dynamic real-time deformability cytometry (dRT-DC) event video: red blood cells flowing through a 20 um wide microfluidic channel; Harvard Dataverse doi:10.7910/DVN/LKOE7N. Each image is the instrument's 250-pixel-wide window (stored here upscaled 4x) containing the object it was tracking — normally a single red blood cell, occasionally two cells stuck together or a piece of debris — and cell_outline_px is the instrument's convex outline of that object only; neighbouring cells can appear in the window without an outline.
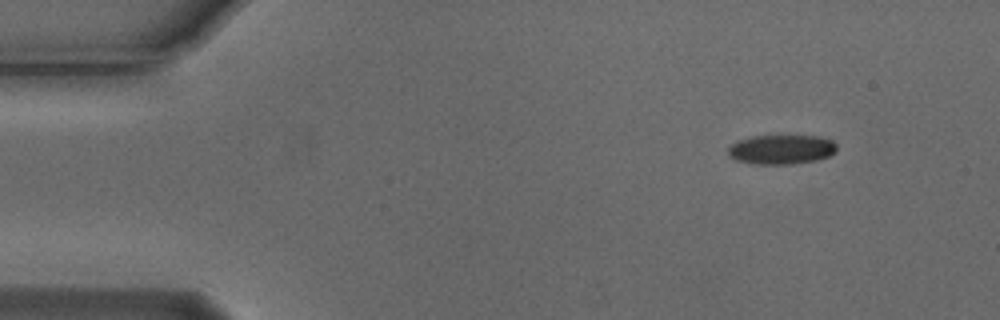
{"species": "Egyptian fruit bat (a non-hibernating species)", "species_latin": "Rousettus aegyptiacus", "temperature_condition": "cold", "stored_images_in_passage": 10, "camera_frame_rate_fps": 3000, "um_per_image_px": 0.085, "animal": {"sex": "male"}, "frame": {"image": 1, "passage_image": 1, "time_ms": 0.0, "image_size_px": [1000, 320], "cell_outline_px": [[836, 152], [828, 156], [816, 160], [788, 164], [756, 164], [736, 160], [728, 156], [728, 148], [736, 140], [752, 136], [820, 136], [832, 140], [836, 144]], "centroid_in_image_um": [66.4, 12.7], "position_along_channel_um": 18.6, "area_um2": 18.67}}
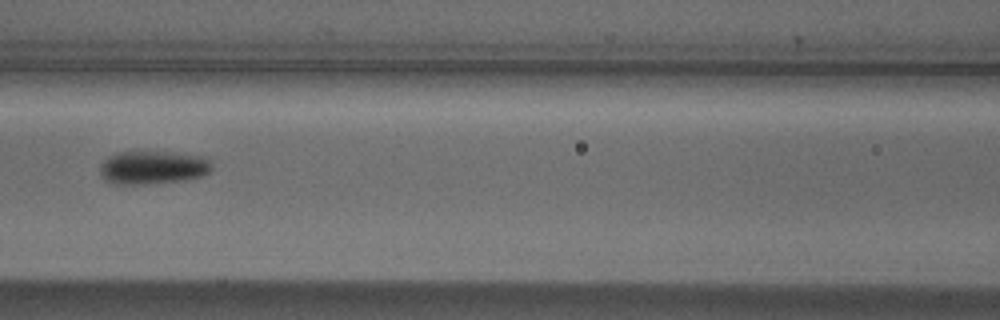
{"frame": {"image": 2, "passage_image": 6, "time_ms": 1.667, "image_size_px": [1000, 320], "cell_outline_px": [[212, 168], [204, 176], [188, 180], [144, 184], [112, 184], [104, 180], [100, 176], [100, 164], [108, 156], [116, 152], [172, 152], [208, 156], [212, 164]], "centroid_in_image_um": [13.01, 14.24], "position_along_channel_um": 153.6, "area_um2": 22.25}}
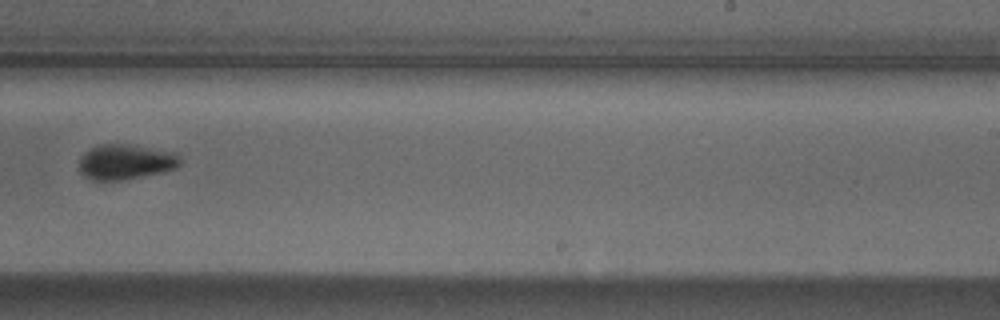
{"frame": {"image": 3, "passage_image": 9, "time_ms": 2.667, "image_size_px": [1000, 320], "cell_outline_px": [[180, 164], [176, 168], [164, 172], [124, 180], [92, 180], [84, 176], [80, 172], [80, 160], [84, 152], [96, 144], [128, 144], [176, 152], [180, 156]], "centroid_in_image_um": [10.69, 13.76], "position_along_channel_um": 278.3, "area_um2": 20.92}}